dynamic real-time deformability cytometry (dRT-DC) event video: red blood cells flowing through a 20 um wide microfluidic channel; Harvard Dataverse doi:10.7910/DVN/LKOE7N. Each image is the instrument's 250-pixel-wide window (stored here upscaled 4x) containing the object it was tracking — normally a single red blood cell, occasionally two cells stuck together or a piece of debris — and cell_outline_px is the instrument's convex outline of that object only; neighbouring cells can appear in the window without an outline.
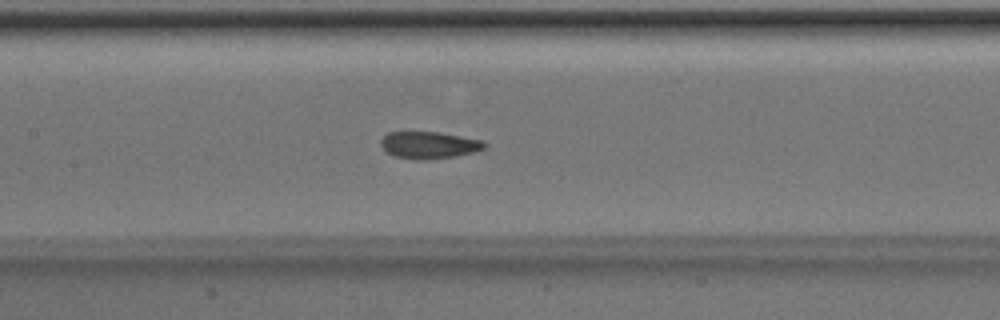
{"species": "Egyptian fruit bat (a non-hibernating species)", "species_latin": "Rousettus aegyptiacus", "temperature_condition": "room temperature", "stored_images_in_passage": 50, "camera_frame_rate_fps": 3000, "um_per_image_px": 0.085, "animal": {"sex": "male"}, "frame": {"image": 1, "passage_image": 23, "time_ms": 7.333, "image_size_px": [1000, 320], "cell_outline_px": [[488, 144], [484, 148], [472, 152], [456, 156], [424, 160], [416, 160], [392, 156], [380, 144], [380, 140], [388, 132], [440, 132], [484, 140]], "centroid_in_image_um": [36.48, 12.33], "position_along_channel_um": 170.9, "area_um2": 16.42}}
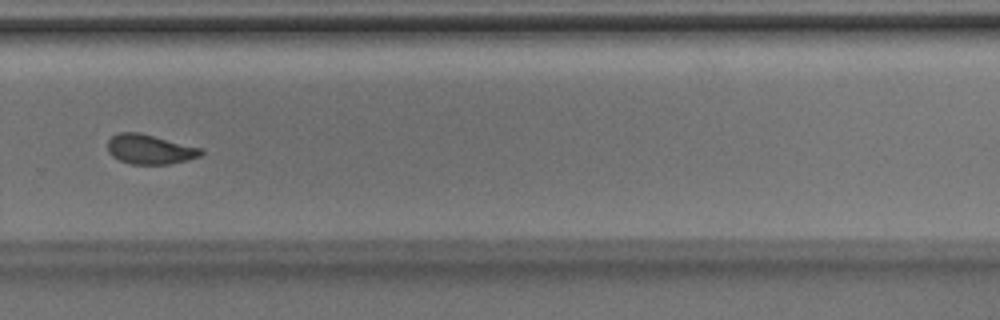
{"frame": {"image": 2, "passage_image": 34, "time_ms": 11.0, "image_size_px": [1000, 320], "cell_outline_px": [[204, 152], [200, 156], [188, 160], [168, 164], [132, 164], [120, 160], [112, 156], [108, 152], [108, 140], [116, 132], [140, 132], [204, 148]], "centroid_in_image_um": [12.76, 12.67], "position_along_channel_um": 317.0, "area_um2": 16.36}}
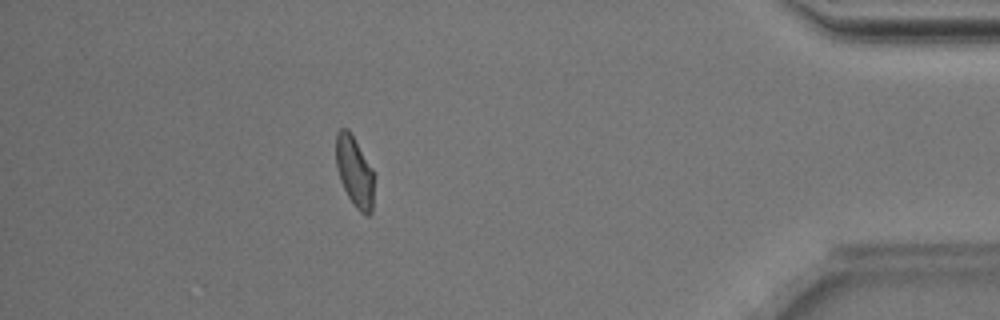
{"frame": {"image": 3, "passage_image": 44, "time_ms": 14.333, "image_size_px": [1000, 320], "cell_outline_px": [[372, 212], [368, 216], [364, 216], [356, 208], [348, 196], [340, 180], [336, 168], [336, 132], [340, 128], [348, 128], [372, 168]], "centroid_in_image_um": [30.1, 14.57], "position_along_channel_um": 405.1, "area_um2": 15.43}, "authors_computed_cell_mechanics": {"area_um2": 16.4152, "velocity_mm_per_s": 3.9962, "shape_relaxation_time_tau1_ms": null, "shape_relaxation_time_tau2_ms": 1.5872, "deformation_change_tau1": null, "deformation_change_tau2": 0.0688}}